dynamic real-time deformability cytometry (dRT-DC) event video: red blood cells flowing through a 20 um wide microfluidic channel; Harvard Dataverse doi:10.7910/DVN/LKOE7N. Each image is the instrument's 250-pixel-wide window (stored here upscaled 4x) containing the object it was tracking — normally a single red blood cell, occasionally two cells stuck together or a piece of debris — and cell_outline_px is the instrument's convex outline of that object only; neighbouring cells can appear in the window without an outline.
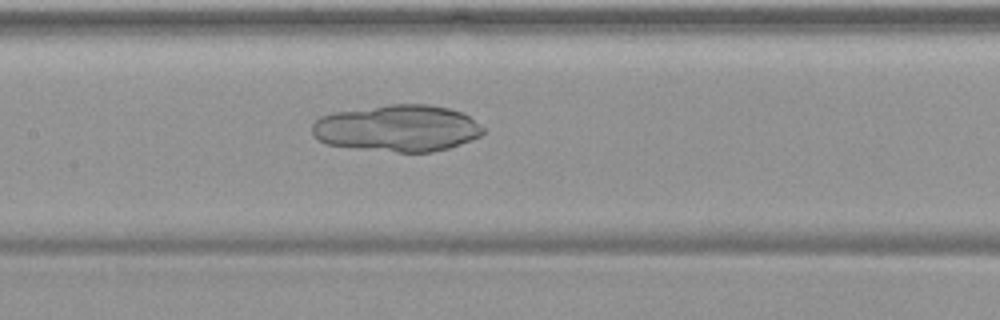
{"species": "common noctule bat (a hibernating species)", "species_latin": "Nyctalus noctula", "temperature_condition": "warm", "stored_images_in_passage": 53, "camera_frame_rate_fps": 3000, "um_per_image_px": 0.085, "animal": {"sex": "female", "body_mass_g": 19.9}, "frame": {"image": 1, "passage_image": 26, "time_ms": 8.333, "image_size_px": [1000, 320], "cell_outline_px": [[488, 132], [472, 140], [448, 148], [432, 152], [396, 152], [324, 144], [316, 140], [312, 136], [312, 124], [320, 116], [332, 112], [388, 104], [428, 104], [448, 108], [460, 112], [468, 116], [480, 124]], "centroid_in_image_um": [33.76, 10.9], "position_along_channel_um": 173.6, "area_um2": 46.93}}
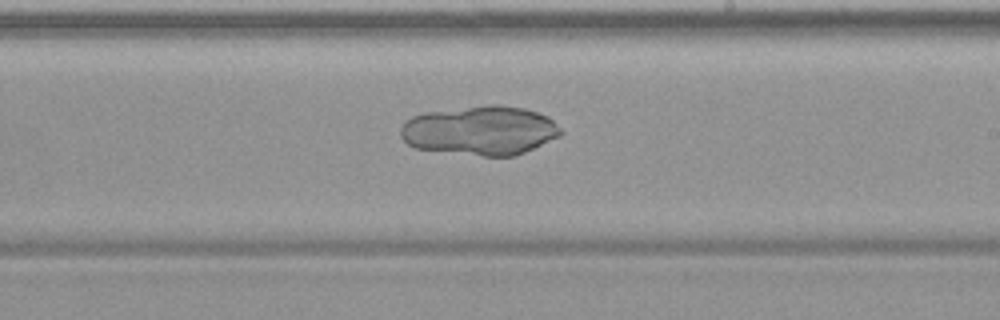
{"frame": {"image": 2, "passage_image": 32, "time_ms": 10.333, "image_size_px": [1000, 320], "cell_outline_px": [[564, 132], [560, 136], [516, 156], [484, 156], [416, 148], [408, 144], [400, 136], [400, 128], [404, 120], [412, 116], [424, 112], [488, 104], [496, 104], [524, 108], [548, 116]], "centroid_in_image_um": [40.81, 11.08], "position_along_channel_um": 248.2, "area_um2": 46.12}}
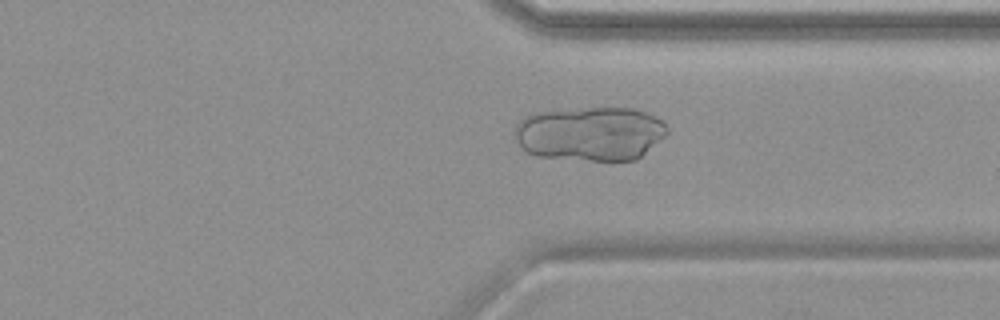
{"frame": {"image": 3, "passage_image": 41, "time_ms": 13.333, "image_size_px": [1000, 320], "cell_outline_px": [[668, 132], [664, 136], [636, 160], [588, 160], [536, 156], [520, 148], [512, 132], [516, 124], [524, 116], [536, 112], [588, 108], [632, 108], [656, 116], [664, 120], [668, 128]], "centroid_in_image_um": [50.14, 11.35], "position_along_channel_um": 361.3, "area_um2": 48.32}}